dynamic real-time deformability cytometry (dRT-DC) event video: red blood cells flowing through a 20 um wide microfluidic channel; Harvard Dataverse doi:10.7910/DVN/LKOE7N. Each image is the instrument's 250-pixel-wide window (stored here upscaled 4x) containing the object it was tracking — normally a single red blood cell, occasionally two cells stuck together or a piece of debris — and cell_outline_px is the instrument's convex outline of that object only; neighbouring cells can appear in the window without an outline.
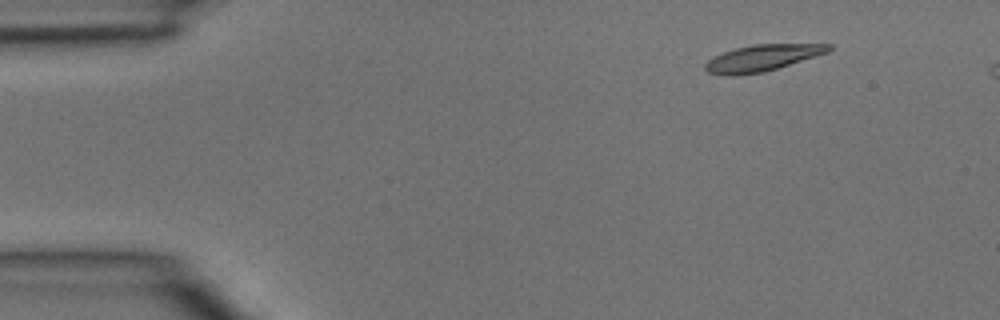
{"species": "common noctule bat (a hibernating species)", "species_latin": "Nyctalus noctula", "temperature_condition": "room temperature", "stored_images_in_passage": 4, "camera_frame_rate_fps": 3000, "um_per_image_px": 0.085, "animal": {"sex": "male", "body_mass_g": 15.6}, "frame": {"image": 1, "passage_image": 1, "time_ms": 0.0, "image_size_px": [1000, 320], "cell_outline_px": [[832, 48], [828, 52], [764, 72], [732, 76], [708, 72], [704, 68], [704, 64], [712, 56], [736, 48], [752, 44], [832, 44]], "centroid_in_image_um": [64.76, 4.92], "position_along_channel_um": 20.2, "area_um2": 18.84}}